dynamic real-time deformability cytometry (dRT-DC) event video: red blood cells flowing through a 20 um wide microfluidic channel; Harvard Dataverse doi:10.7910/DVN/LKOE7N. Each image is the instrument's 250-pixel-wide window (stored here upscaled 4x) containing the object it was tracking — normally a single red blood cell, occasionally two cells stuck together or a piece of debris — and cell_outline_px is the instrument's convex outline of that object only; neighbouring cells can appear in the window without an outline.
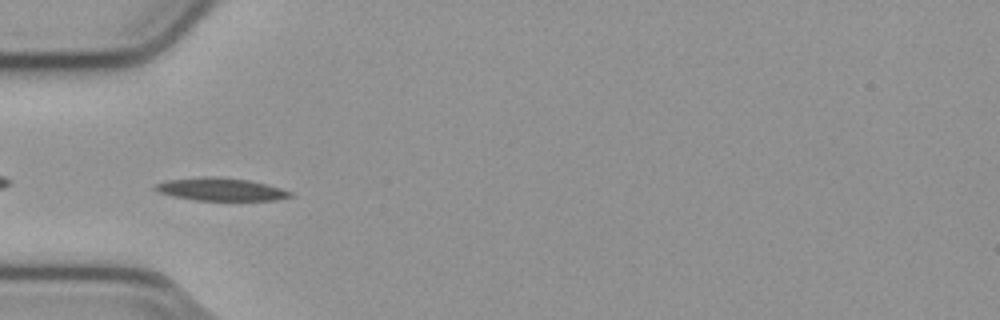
{"species": "common noctule bat (a hibernating species)", "species_latin": "Nyctalus noctula", "temperature_condition": "cold", "stored_images_in_passage": 38, "camera_frame_rate_fps": 3000, "um_per_image_px": 0.085, "animal": {"sex": "male", "body_mass_g": 23.1, "forearm_length_mm": 52.7}, "frame": {"image": 1, "passage_image": 1, "time_ms": 0.0, "image_size_px": [1000, 320], "cell_outline_px": [[296, 196], [276, 200], [196, 200], [172, 196], [160, 192], [152, 188], [152, 184], [164, 180], [204, 176], [216, 176], [248, 180], [268, 184], [292, 192]], "centroid_in_image_um": [18.74, 16.08], "position_along_channel_um": 66.3, "area_um2": 18.21}}
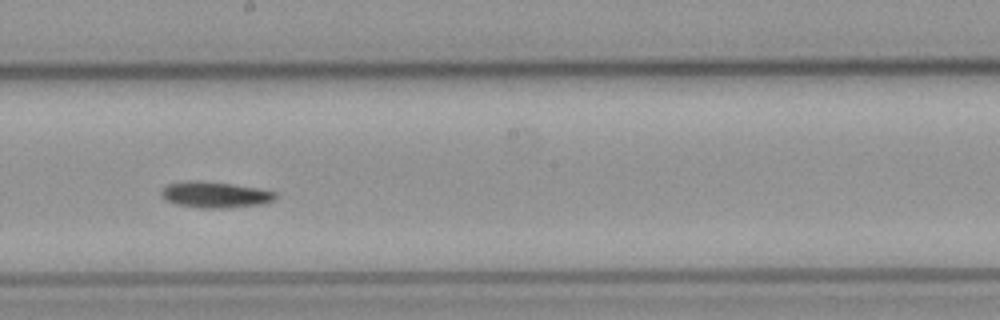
{"frame": {"image": 2, "passage_image": 14, "time_ms": 4.333, "image_size_px": [1000, 320], "cell_outline_px": [[276, 196], [272, 200], [260, 204], [228, 208], [200, 208], [176, 204], [160, 196], [160, 192], [168, 184], [192, 180], [200, 180], [232, 184], [260, 188], [276, 192]], "centroid_in_image_um": [18.27, 16.54], "position_along_channel_um": 229.9, "area_um2": 17.28}}
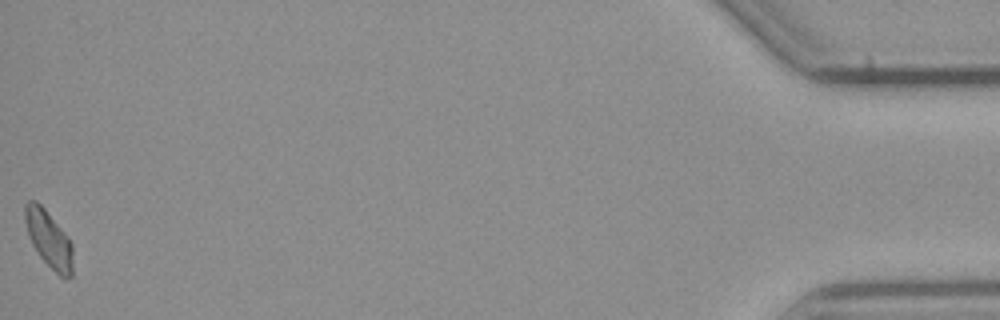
{"frame": {"image": 3, "passage_image": 38, "time_ms": 12.333, "image_size_px": [1000, 320], "cell_outline_px": [[72, 276], [68, 280], [64, 280], [40, 256], [32, 244], [28, 236], [24, 220], [24, 204], [28, 200], [36, 200], [44, 208], [60, 228], [72, 244]], "centroid_in_image_um": [4.12, 20.32], "position_along_channel_um": 431.1, "area_um2": 15.72}, "authors_computed_cell_mechanics": {"area_um2": 16.5597, "velocity_mm_per_s": 3.7835, "shape_relaxation_time_tau1_ms": 4.3493, "shape_relaxation_time_tau2_ms": null, "deformation_change_tau1": 0.1431, "deformation_change_tau2": null}}